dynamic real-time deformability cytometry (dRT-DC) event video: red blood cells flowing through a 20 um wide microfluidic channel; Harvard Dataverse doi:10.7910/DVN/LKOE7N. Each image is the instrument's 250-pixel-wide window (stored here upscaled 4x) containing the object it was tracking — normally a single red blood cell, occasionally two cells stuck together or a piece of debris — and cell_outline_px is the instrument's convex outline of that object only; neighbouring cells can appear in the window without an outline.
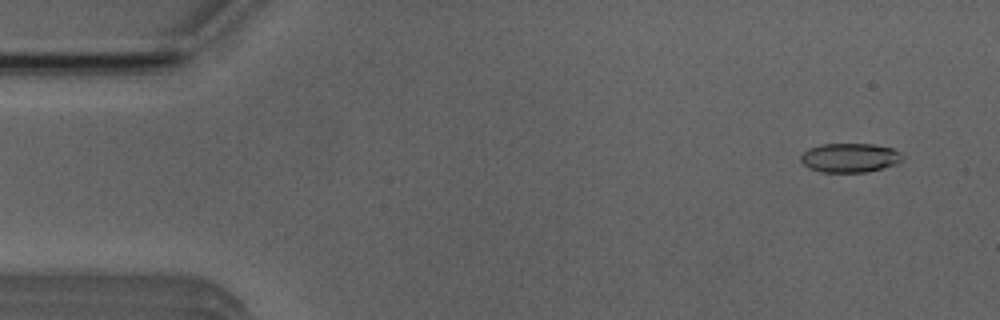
{"species": "Egyptian fruit bat (a non-hibernating species)", "species_latin": "Rousettus aegyptiacus", "temperature_condition": "room temperature", "stored_images_in_passage": 5, "camera_frame_rate_fps": 3000, "um_per_image_px": 0.085, "animal": {"sex": "male"}, "frame": {"image": 1, "passage_image": 2, "time_ms": 1.0, "image_size_px": [1000, 320], "cell_outline_px": [[904, 156], [896, 164], [868, 172], [824, 172], [808, 168], [800, 160], [800, 156], [808, 148], [824, 144], [872, 144], [892, 148], [900, 152]], "centroid_in_image_um": [72.23, 13.41], "position_along_channel_um": 12.8, "area_um2": 17.22}}
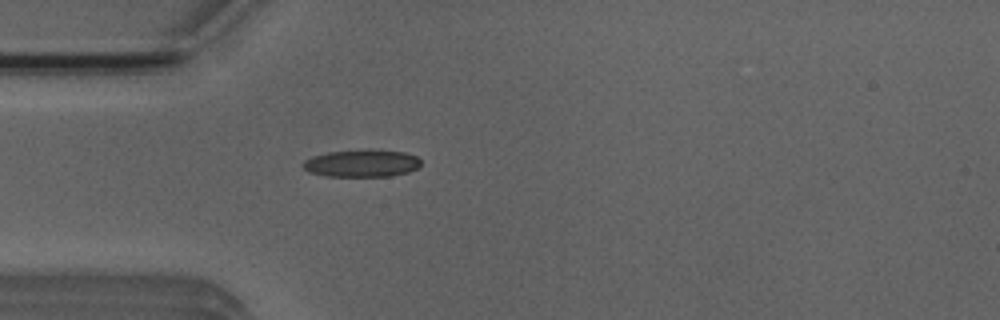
{"frame": {"image": 2, "passage_image": 5, "time_ms": 4.667, "image_size_px": [1000, 320], "cell_outline_px": [[420, 164], [416, 168], [408, 172], [392, 176], [324, 176], [308, 172], [304, 168], [304, 160], [312, 156], [328, 152], [404, 152], [416, 156], [420, 160]], "centroid_in_image_um": [30.72, 13.93], "position_along_channel_um": 54.3, "area_um2": 17.92}}